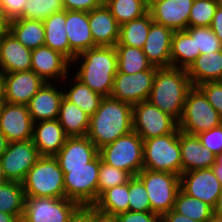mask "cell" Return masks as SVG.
<instances>
[{"mask_svg": "<svg viewBox=\"0 0 222 222\" xmlns=\"http://www.w3.org/2000/svg\"><path fill=\"white\" fill-rule=\"evenodd\" d=\"M117 51V72L135 74L149 70L152 64L140 48L115 45Z\"/></svg>", "mask_w": 222, "mask_h": 222, "instance_id": "36", "label": "cell"}, {"mask_svg": "<svg viewBox=\"0 0 222 222\" xmlns=\"http://www.w3.org/2000/svg\"><path fill=\"white\" fill-rule=\"evenodd\" d=\"M202 145L215 155L222 152V124L197 135Z\"/></svg>", "mask_w": 222, "mask_h": 222, "instance_id": "45", "label": "cell"}, {"mask_svg": "<svg viewBox=\"0 0 222 222\" xmlns=\"http://www.w3.org/2000/svg\"><path fill=\"white\" fill-rule=\"evenodd\" d=\"M131 177L128 172L108 165L101 160L98 179V198L107 189L126 184Z\"/></svg>", "mask_w": 222, "mask_h": 222, "instance_id": "41", "label": "cell"}, {"mask_svg": "<svg viewBox=\"0 0 222 222\" xmlns=\"http://www.w3.org/2000/svg\"><path fill=\"white\" fill-rule=\"evenodd\" d=\"M27 0H0V8L10 21L23 18L24 6Z\"/></svg>", "mask_w": 222, "mask_h": 222, "instance_id": "47", "label": "cell"}, {"mask_svg": "<svg viewBox=\"0 0 222 222\" xmlns=\"http://www.w3.org/2000/svg\"><path fill=\"white\" fill-rule=\"evenodd\" d=\"M158 67L135 74L117 72L114 77L111 97L134 105L147 101L152 89L153 79Z\"/></svg>", "mask_w": 222, "mask_h": 222, "instance_id": "13", "label": "cell"}, {"mask_svg": "<svg viewBox=\"0 0 222 222\" xmlns=\"http://www.w3.org/2000/svg\"><path fill=\"white\" fill-rule=\"evenodd\" d=\"M101 160L136 176L143 169V139L134 131L99 149Z\"/></svg>", "mask_w": 222, "mask_h": 222, "instance_id": "8", "label": "cell"}, {"mask_svg": "<svg viewBox=\"0 0 222 222\" xmlns=\"http://www.w3.org/2000/svg\"><path fill=\"white\" fill-rule=\"evenodd\" d=\"M9 141L6 139L5 135L0 131V157L6 151Z\"/></svg>", "mask_w": 222, "mask_h": 222, "instance_id": "57", "label": "cell"}, {"mask_svg": "<svg viewBox=\"0 0 222 222\" xmlns=\"http://www.w3.org/2000/svg\"><path fill=\"white\" fill-rule=\"evenodd\" d=\"M72 80V84L70 83L71 86L69 87L70 89H65L62 87L64 89V97L68 101L77 105L81 110L91 117L98 109L103 97L91 90L87 85L83 84L74 75Z\"/></svg>", "mask_w": 222, "mask_h": 222, "instance_id": "34", "label": "cell"}, {"mask_svg": "<svg viewBox=\"0 0 222 222\" xmlns=\"http://www.w3.org/2000/svg\"><path fill=\"white\" fill-rule=\"evenodd\" d=\"M143 168L181 175L182 159L179 128L173 133L143 139Z\"/></svg>", "mask_w": 222, "mask_h": 222, "instance_id": "5", "label": "cell"}, {"mask_svg": "<svg viewBox=\"0 0 222 222\" xmlns=\"http://www.w3.org/2000/svg\"><path fill=\"white\" fill-rule=\"evenodd\" d=\"M129 211H151L150 200L143 182L137 177L129 179Z\"/></svg>", "mask_w": 222, "mask_h": 222, "instance_id": "43", "label": "cell"}, {"mask_svg": "<svg viewBox=\"0 0 222 222\" xmlns=\"http://www.w3.org/2000/svg\"><path fill=\"white\" fill-rule=\"evenodd\" d=\"M24 206L25 193L22 183L5 181L0 185V212L12 214L22 220Z\"/></svg>", "mask_w": 222, "mask_h": 222, "instance_id": "35", "label": "cell"}, {"mask_svg": "<svg viewBox=\"0 0 222 222\" xmlns=\"http://www.w3.org/2000/svg\"><path fill=\"white\" fill-rule=\"evenodd\" d=\"M63 10V0H27L23 18L43 21L53 13Z\"/></svg>", "mask_w": 222, "mask_h": 222, "instance_id": "39", "label": "cell"}, {"mask_svg": "<svg viewBox=\"0 0 222 222\" xmlns=\"http://www.w3.org/2000/svg\"><path fill=\"white\" fill-rule=\"evenodd\" d=\"M104 4L120 26L148 12V6L141 0H105Z\"/></svg>", "mask_w": 222, "mask_h": 222, "instance_id": "38", "label": "cell"}, {"mask_svg": "<svg viewBox=\"0 0 222 222\" xmlns=\"http://www.w3.org/2000/svg\"><path fill=\"white\" fill-rule=\"evenodd\" d=\"M222 185L212 168L183 172L180 175V189L188 196L200 199L212 208L219 197Z\"/></svg>", "mask_w": 222, "mask_h": 222, "instance_id": "14", "label": "cell"}, {"mask_svg": "<svg viewBox=\"0 0 222 222\" xmlns=\"http://www.w3.org/2000/svg\"><path fill=\"white\" fill-rule=\"evenodd\" d=\"M211 168L222 185V152L216 155L215 163Z\"/></svg>", "mask_w": 222, "mask_h": 222, "instance_id": "53", "label": "cell"}, {"mask_svg": "<svg viewBox=\"0 0 222 222\" xmlns=\"http://www.w3.org/2000/svg\"><path fill=\"white\" fill-rule=\"evenodd\" d=\"M0 222H21V219L12 214L0 212Z\"/></svg>", "mask_w": 222, "mask_h": 222, "instance_id": "56", "label": "cell"}, {"mask_svg": "<svg viewBox=\"0 0 222 222\" xmlns=\"http://www.w3.org/2000/svg\"><path fill=\"white\" fill-rule=\"evenodd\" d=\"M182 173L208 169L215 163L216 155L204 147L197 135L180 131Z\"/></svg>", "mask_w": 222, "mask_h": 222, "instance_id": "23", "label": "cell"}, {"mask_svg": "<svg viewBox=\"0 0 222 222\" xmlns=\"http://www.w3.org/2000/svg\"><path fill=\"white\" fill-rule=\"evenodd\" d=\"M67 138L57 119L34 123L32 140L40 156H55Z\"/></svg>", "mask_w": 222, "mask_h": 222, "instance_id": "25", "label": "cell"}, {"mask_svg": "<svg viewBox=\"0 0 222 222\" xmlns=\"http://www.w3.org/2000/svg\"><path fill=\"white\" fill-rule=\"evenodd\" d=\"M213 215L222 218V188L217 198L216 204L213 207Z\"/></svg>", "mask_w": 222, "mask_h": 222, "instance_id": "55", "label": "cell"}, {"mask_svg": "<svg viewBox=\"0 0 222 222\" xmlns=\"http://www.w3.org/2000/svg\"><path fill=\"white\" fill-rule=\"evenodd\" d=\"M68 137L87 136L90 116L65 97L61 100L57 119Z\"/></svg>", "mask_w": 222, "mask_h": 222, "instance_id": "29", "label": "cell"}, {"mask_svg": "<svg viewBox=\"0 0 222 222\" xmlns=\"http://www.w3.org/2000/svg\"><path fill=\"white\" fill-rule=\"evenodd\" d=\"M91 222H117L115 216L106 215L96 210L94 205H91Z\"/></svg>", "mask_w": 222, "mask_h": 222, "instance_id": "52", "label": "cell"}, {"mask_svg": "<svg viewBox=\"0 0 222 222\" xmlns=\"http://www.w3.org/2000/svg\"><path fill=\"white\" fill-rule=\"evenodd\" d=\"M10 20L0 8V37L9 32Z\"/></svg>", "mask_w": 222, "mask_h": 222, "instance_id": "54", "label": "cell"}, {"mask_svg": "<svg viewBox=\"0 0 222 222\" xmlns=\"http://www.w3.org/2000/svg\"><path fill=\"white\" fill-rule=\"evenodd\" d=\"M39 157L33 140L9 142L0 157V169L4 179L21 183Z\"/></svg>", "mask_w": 222, "mask_h": 222, "instance_id": "11", "label": "cell"}, {"mask_svg": "<svg viewBox=\"0 0 222 222\" xmlns=\"http://www.w3.org/2000/svg\"><path fill=\"white\" fill-rule=\"evenodd\" d=\"M174 31L153 22L142 51L152 66L171 67V44Z\"/></svg>", "mask_w": 222, "mask_h": 222, "instance_id": "19", "label": "cell"}, {"mask_svg": "<svg viewBox=\"0 0 222 222\" xmlns=\"http://www.w3.org/2000/svg\"><path fill=\"white\" fill-rule=\"evenodd\" d=\"M78 206L67 198L25 197L21 222H67Z\"/></svg>", "mask_w": 222, "mask_h": 222, "instance_id": "12", "label": "cell"}, {"mask_svg": "<svg viewBox=\"0 0 222 222\" xmlns=\"http://www.w3.org/2000/svg\"><path fill=\"white\" fill-rule=\"evenodd\" d=\"M104 0H63L64 10H77L90 12L92 9L100 7Z\"/></svg>", "mask_w": 222, "mask_h": 222, "instance_id": "48", "label": "cell"}, {"mask_svg": "<svg viewBox=\"0 0 222 222\" xmlns=\"http://www.w3.org/2000/svg\"><path fill=\"white\" fill-rule=\"evenodd\" d=\"M187 73L194 87L208 81H222V50L200 54Z\"/></svg>", "mask_w": 222, "mask_h": 222, "instance_id": "28", "label": "cell"}, {"mask_svg": "<svg viewBox=\"0 0 222 222\" xmlns=\"http://www.w3.org/2000/svg\"><path fill=\"white\" fill-rule=\"evenodd\" d=\"M117 222H161V217L151 211H127L115 216Z\"/></svg>", "mask_w": 222, "mask_h": 222, "instance_id": "46", "label": "cell"}, {"mask_svg": "<svg viewBox=\"0 0 222 222\" xmlns=\"http://www.w3.org/2000/svg\"><path fill=\"white\" fill-rule=\"evenodd\" d=\"M222 119V81H208L197 86Z\"/></svg>", "mask_w": 222, "mask_h": 222, "instance_id": "44", "label": "cell"}, {"mask_svg": "<svg viewBox=\"0 0 222 222\" xmlns=\"http://www.w3.org/2000/svg\"><path fill=\"white\" fill-rule=\"evenodd\" d=\"M141 1L149 7L155 0H141Z\"/></svg>", "mask_w": 222, "mask_h": 222, "instance_id": "60", "label": "cell"}, {"mask_svg": "<svg viewBox=\"0 0 222 222\" xmlns=\"http://www.w3.org/2000/svg\"><path fill=\"white\" fill-rule=\"evenodd\" d=\"M9 31L30 50L44 45L45 30L43 21L17 18L10 21Z\"/></svg>", "mask_w": 222, "mask_h": 222, "instance_id": "31", "label": "cell"}, {"mask_svg": "<svg viewBox=\"0 0 222 222\" xmlns=\"http://www.w3.org/2000/svg\"><path fill=\"white\" fill-rule=\"evenodd\" d=\"M210 27L215 35L222 42V8L220 6L216 8Z\"/></svg>", "mask_w": 222, "mask_h": 222, "instance_id": "50", "label": "cell"}, {"mask_svg": "<svg viewBox=\"0 0 222 222\" xmlns=\"http://www.w3.org/2000/svg\"><path fill=\"white\" fill-rule=\"evenodd\" d=\"M65 22L66 10L53 13L43 20L45 30L44 45L60 52L72 62L77 54L70 48L66 35Z\"/></svg>", "mask_w": 222, "mask_h": 222, "instance_id": "27", "label": "cell"}, {"mask_svg": "<svg viewBox=\"0 0 222 222\" xmlns=\"http://www.w3.org/2000/svg\"><path fill=\"white\" fill-rule=\"evenodd\" d=\"M136 176L147 190L151 212L162 217L173 209L180 190V175L143 168Z\"/></svg>", "mask_w": 222, "mask_h": 222, "instance_id": "9", "label": "cell"}, {"mask_svg": "<svg viewBox=\"0 0 222 222\" xmlns=\"http://www.w3.org/2000/svg\"><path fill=\"white\" fill-rule=\"evenodd\" d=\"M31 52L10 31L0 37V67L6 74L30 71Z\"/></svg>", "mask_w": 222, "mask_h": 222, "instance_id": "22", "label": "cell"}, {"mask_svg": "<svg viewBox=\"0 0 222 222\" xmlns=\"http://www.w3.org/2000/svg\"><path fill=\"white\" fill-rule=\"evenodd\" d=\"M133 105L110 97H103L98 109L90 117L87 137L99 150L117 138L133 131Z\"/></svg>", "mask_w": 222, "mask_h": 222, "instance_id": "2", "label": "cell"}, {"mask_svg": "<svg viewBox=\"0 0 222 222\" xmlns=\"http://www.w3.org/2000/svg\"><path fill=\"white\" fill-rule=\"evenodd\" d=\"M45 81L34 71H21L5 75L4 102L27 105Z\"/></svg>", "mask_w": 222, "mask_h": 222, "instance_id": "18", "label": "cell"}, {"mask_svg": "<svg viewBox=\"0 0 222 222\" xmlns=\"http://www.w3.org/2000/svg\"><path fill=\"white\" fill-rule=\"evenodd\" d=\"M67 222H91V205H79Z\"/></svg>", "mask_w": 222, "mask_h": 222, "instance_id": "49", "label": "cell"}, {"mask_svg": "<svg viewBox=\"0 0 222 222\" xmlns=\"http://www.w3.org/2000/svg\"><path fill=\"white\" fill-rule=\"evenodd\" d=\"M59 89V90H58ZM55 83L45 82L27 104L33 122L58 119L60 103L64 97Z\"/></svg>", "mask_w": 222, "mask_h": 222, "instance_id": "20", "label": "cell"}, {"mask_svg": "<svg viewBox=\"0 0 222 222\" xmlns=\"http://www.w3.org/2000/svg\"><path fill=\"white\" fill-rule=\"evenodd\" d=\"M6 180L4 179L3 175H2V172H1V169H0V185L2 183H4Z\"/></svg>", "mask_w": 222, "mask_h": 222, "instance_id": "61", "label": "cell"}, {"mask_svg": "<svg viewBox=\"0 0 222 222\" xmlns=\"http://www.w3.org/2000/svg\"><path fill=\"white\" fill-rule=\"evenodd\" d=\"M218 1V6L222 8V0H217Z\"/></svg>", "mask_w": 222, "mask_h": 222, "instance_id": "63", "label": "cell"}, {"mask_svg": "<svg viewBox=\"0 0 222 222\" xmlns=\"http://www.w3.org/2000/svg\"><path fill=\"white\" fill-rule=\"evenodd\" d=\"M161 222H197L193 219H190L182 214H178L177 212L170 210L168 213H165L161 217Z\"/></svg>", "mask_w": 222, "mask_h": 222, "instance_id": "51", "label": "cell"}, {"mask_svg": "<svg viewBox=\"0 0 222 222\" xmlns=\"http://www.w3.org/2000/svg\"><path fill=\"white\" fill-rule=\"evenodd\" d=\"M173 211L197 222H208L213 216V208L200 199L188 196L181 189L178 191Z\"/></svg>", "mask_w": 222, "mask_h": 222, "instance_id": "37", "label": "cell"}, {"mask_svg": "<svg viewBox=\"0 0 222 222\" xmlns=\"http://www.w3.org/2000/svg\"><path fill=\"white\" fill-rule=\"evenodd\" d=\"M65 29L70 48L76 54L97 47L89 27V12L66 10Z\"/></svg>", "mask_w": 222, "mask_h": 222, "instance_id": "26", "label": "cell"}, {"mask_svg": "<svg viewBox=\"0 0 222 222\" xmlns=\"http://www.w3.org/2000/svg\"><path fill=\"white\" fill-rule=\"evenodd\" d=\"M101 157L98 154L87 167L61 168L67 199L79 205H94L98 200V179Z\"/></svg>", "mask_w": 222, "mask_h": 222, "instance_id": "7", "label": "cell"}, {"mask_svg": "<svg viewBox=\"0 0 222 222\" xmlns=\"http://www.w3.org/2000/svg\"><path fill=\"white\" fill-rule=\"evenodd\" d=\"M133 131L142 139H151L173 133L178 122L148 100L133 105Z\"/></svg>", "mask_w": 222, "mask_h": 222, "instance_id": "10", "label": "cell"}, {"mask_svg": "<svg viewBox=\"0 0 222 222\" xmlns=\"http://www.w3.org/2000/svg\"><path fill=\"white\" fill-rule=\"evenodd\" d=\"M3 103H4V98H3V96H0V111H1V107H2Z\"/></svg>", "mask_w": 222, "mask_h": 222, "instance_id": "62", "label": "cell"}, {"mask_svg": "<svg viewBox=\"0 0 222 222\" xmlns=\"http://www.w3.org/2000/svg\"><path fill=\"white\" fill-rule=\"evenodd\" d=\"M222 124L219 113L208 102L198 87H192L186 96L183 112L178 121L180 131L198 135Z\"/></svg>", "mask_w": 222, "mask_h": 222, "instance_id": "6", "label": "cell"}, {"mask_svg": "<svg viewBox=\"0 0 222 222\" xmlns=\"http://www.w3.org/2000/svg\"><path fill=\"white\" fill-rule=\"evenodd\" d=\"M217 7V0H194L190 10L188 27L211 26Z\"/></svg>", "mask_w": 222, "mask_h": 222, "instance_id": "42", "label": "cell"}, {"mask_svg": "<svg viewBox=\"0 0 222 222\" xmlns=\"http://www.w3.org/2000/svg\"><path fill=\"white\" fill-rule=\"evenodd\" d=\"M208 222H222V218L213 215Z\"/></svg>", "mask_w": 222, "mask_h": 222, "instance_id": "59", "label": "cell"}, {"mask_svg": "<svg viewBox=\"0 0 222 222\" xmlns=\"http://www.w3.org/2000/svg\"><path fill=\"white\" fill-rule=\"evenodd\" d=\"M63 176L54 156H40L21 182L25 197L66 198Z\"/></svg>", "mask_w": 222, "mask_h": 222, "instance_id": "4", "label": "cell"}, {"mask_svg": "<svg viewBox=\"0 0 222 222\" xmlns=\"http://www.w3.org/2000/svg\"><path fill=\"white\" fill-rule=\"evenodd\" d=\"M34 122L27 105L4 102L0 111V131L9 142L32 140Z\"/></svg>", "mask_w": 222, "mask_h": 222, "instance_id": "15", "label": "cell"}, {"mask_svg": "<svg viewBox=\"0 0 222 222\" xmlns=\"http://www.w3.org/2000/svg\"><path fill=\"white\" fill-rule=\"evenodd\" d=\"M129 181L104 191L94 204L100 213L116 216L129 211Z\"/></svg>", "mask_w": 222, "mask_h": 222, "instance_id": "32", "label": "cell"}, {"mask_svg": "<svg viewBox=\"0 0 222 222\" xmlns=\"http://www.w3.org/2000/svg\"><path fill=\"white\" fill-rule=\"evenodd\" d=\"M89 27L96 46H115L118 43L120 25L105 4L89 12Z\"/></svg>", "mask_w": 222, "mask_h": 222, "instance_id": "24", "label": "cell"}, {"mask_svg": "<svg viewBox=\"0 0 222 222\" xmlns=\"http://www.w3.org/2000/svg\"><path fill=\"white\" fill-rule=\"evenodd\" d=\"M152 23L153 19L148 11L142 17L122 24L116 45H126L142 49Z\"/></svg>", "mask_w": 222, "mask_h": 222, "instance_id": "33", "label": "cell"}, {"mask_svg": "<svg viewBox=\"0 0 222 222\" xmlns=\"http://www.w3.org/2000/svg\"><path fill=\"white\" fill-rule=\"evenodd\" d=\"M186 31L195 38L196 52L211 54L222 50V42L210 26L188 27Z\"/></svg>", "mask_w": 222, "mask_h": 222, "instance_id": "40", "label": "cell"}, {"mask_svg": "<svg viewBox=\"0 0 222 222\" xmlns=\"http://www.w3.org/2000/svg\"><path fill=\"white\" fill-rule=\"evenodd\" d=\"M192 87L186 69L158 68L148 101L178 122L183 112L187 93Z\"/></svg>", "mask_w": 222, "mask_h": 222, "instance_id": "3", "label": "cell"}, {"mask_svg": "<svg viewBox=\"0 0 222 222\" xmlns=\"http://www.w3.org/2000/svg\"><path fill=\"white\" fill-rule=\"evenodd\" d=\"M5 75L6 73L0 67V96H4Z\"/></svg>", "mask_w": 222, "mask_h": 222, "instance_id": "58", "label": "cell"}, {"mask_svg": "<svg viewBox=\"0 0 222 222\" xmlns=\"http://www.w3.org/2000/svg\"><path fill=\"white\" fill-rule=\"evenodd\" d=\"M200 55L196 52L195 38L186 31H174L171 44V67L188 69Z\"/></svg>", "mask_w": 222, "mask_h": 222, "instance_id": "30", "label": "cell"}, {"mask_svg": "<svg viewBox=\"0 0 222 222\" xmlns=\"http://www.w3.org/2000/svg\"><path fill=\"white\" fill-rule=\"evenodd\" d=\"M77 62L80 66L74 76L102 97H110L118 71L115 46H97L77 54L71 62L73 69Z\"/></svg>", "mask_w": 222, "mask_h": 222, "instance_id": "1", "label": "cell"}, {"mask_svg": "<svg viewBox=\"0 0 222 222\" xmlns=\"http://www.w3.org/2000/svg\"><path fill=\"white\" fill-rule=\"evenodd\" d=\"M99 150L87 137H68L60 151L54 156L60 168L87 167Z\"/></svg>", "mask_w": 222, "mask_h": 222, "instance_id": "21", "label": "cell"}, {"mask_svg": "<svg viewBox=\"0 0 222 222\" xmlns=\"http://www.w3.org/2000/svg\"><path fill=\"white\" fill-rule=\"evenodd\" d=\"M71 62L60 52L52 50L46 45L39 46L31 52V70L40 76L45 82L70 79L67 76L71 68ZM69 73V74H68ZM59 78V79H57Z\"/></svg>", "mask_w": 222, "mask_h": 222, "instance_id": "16", "label": "cell"}, {"mask_svg": "<svg viewBox=\"0 0 222 222\" xmlns=\"http://www.w3.org/2000/svg\"><path fill=\"white\" fill-rule=\"evenodd\" d=\"M194 0H155L149 7L153 22L173 31L186 30Z\"/></svg>", "mask_w": 222, "mask_h": 222, "instance_id": "17", "label": "cell"}]
</instances>
